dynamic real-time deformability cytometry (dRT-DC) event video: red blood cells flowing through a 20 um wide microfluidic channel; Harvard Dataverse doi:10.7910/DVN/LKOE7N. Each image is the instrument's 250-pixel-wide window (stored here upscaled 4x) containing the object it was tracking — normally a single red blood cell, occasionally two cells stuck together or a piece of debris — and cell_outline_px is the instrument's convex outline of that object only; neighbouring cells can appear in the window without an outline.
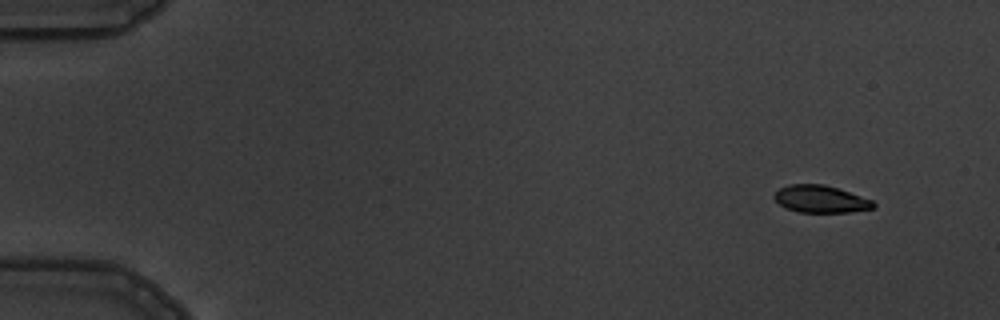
{"species": "common noctule bat (a hibernating species)", "species_latin": "Nyctalus noctula", "temperature_condition": "warm", "stored_images_in_passage": 4, "camera_frame_rate_fps": 3000, "um_per_image_px": 0.085, "animal": {"sex": "male", "body_mass_g": 19.5, "forearm_length_mm": 54.6}, "frame": {"image": 1, "passage_image": 1, "time_ms": 0.0, "image_size_px": [1000, 320], "cell_outline_px": [[876, 208], [848, 212], [800, 212], [788, 208], [780, 204], [772, 196], [780, 188], [788, 184], [824, 184], [872, 200], [876, 204]], "centroid_in_image_um": [69.76, 16.92], "position_along_channel_um": 15.2, "area_um2": 15.55}}